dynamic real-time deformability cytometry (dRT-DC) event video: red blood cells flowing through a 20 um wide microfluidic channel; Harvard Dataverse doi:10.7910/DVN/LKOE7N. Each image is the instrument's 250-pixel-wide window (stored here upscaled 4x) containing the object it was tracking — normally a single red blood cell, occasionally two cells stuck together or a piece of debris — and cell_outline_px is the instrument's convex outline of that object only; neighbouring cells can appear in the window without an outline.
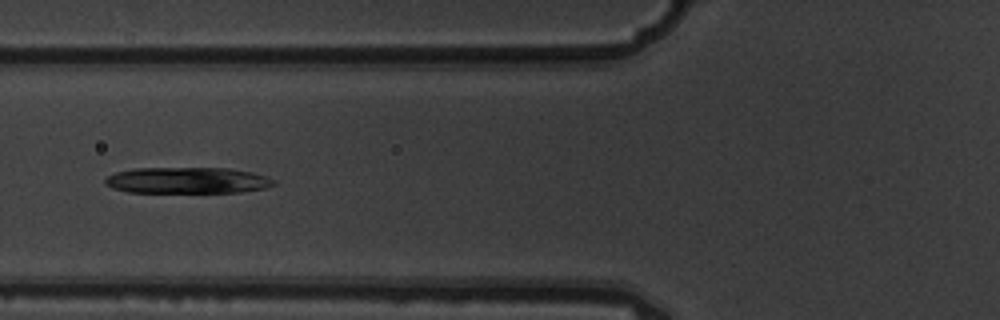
{"species": "common noctule bat (a hibernating species)", "species_latin": "Nyctalus noctula", "temperature_condition": "warm", "stored_images_in_passage": 9, "camera_frame_rate_fps": 3000, "um_per_image_px": 0.085, "animal": {"sex": "male", "body_mass_g": 19.5, "forearm_length_mm": 54.6}, "frame": {"image": 1, "passage_image": 6, "time_ms": 1.667, "image_size_px": [1000, 320], "cell_outline_px": [[276, 184], [264, 188], [240, 192], [128, 192], [112, 188], [104, 184], [104, 180], [108, 176], [116, 172], [132, 168], [228, 168], [252, 172], [276, 180]], "centroid_in_image_um": [15.9, 15.33], "position_along_channel_um": 109.9, "area_um2": 25.78}}
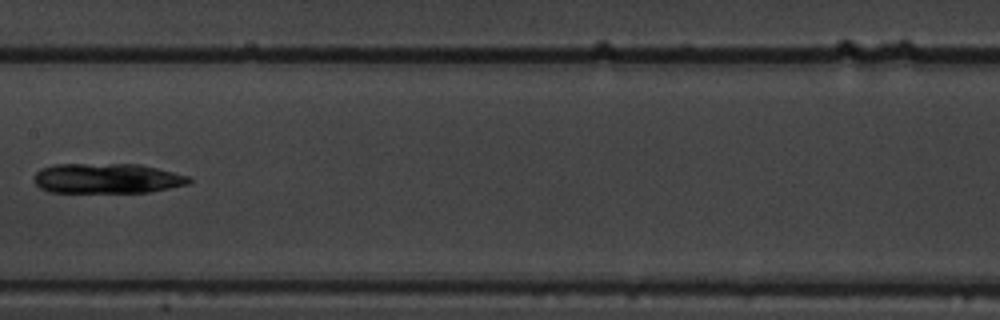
{"frame": {"image": 2, "passage_image": 8, "time_ms": 2.333, "image_size_px": [1000, 320], "cell_outline_px": [[192, 180], [188, 184], [148, 192], [48, 192], [40, 188], [36, 184], [36, 172], [40, 168], [52, 164], [140, 164], [188, 176]], "centroid_in_image_um": [9.07, 15.16], "position_along_channel_um": 198.3, "area_um2": 26.99}}
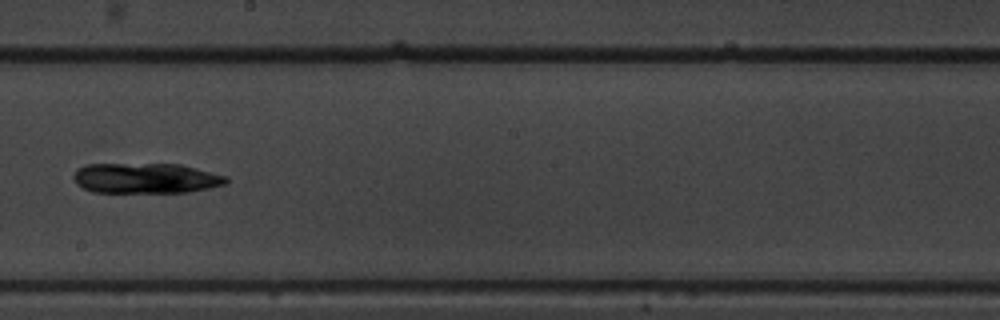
{"frame": {"image": 3, "passage_image": 9, "time_ms": 2.667, "image_size_px": [1000, 320], "cell_outline_px": [[228, 180], [224, 184], [208, 188], [188, 192], [92, 192], [76, 184], [72, 176], [76, 168], [88, 164], [180, 164], [228, 176]], "centroid_in_image_um": [12.36, 15.14], "position_along_channel_um": 235.8, "area_um2": 26.99}}